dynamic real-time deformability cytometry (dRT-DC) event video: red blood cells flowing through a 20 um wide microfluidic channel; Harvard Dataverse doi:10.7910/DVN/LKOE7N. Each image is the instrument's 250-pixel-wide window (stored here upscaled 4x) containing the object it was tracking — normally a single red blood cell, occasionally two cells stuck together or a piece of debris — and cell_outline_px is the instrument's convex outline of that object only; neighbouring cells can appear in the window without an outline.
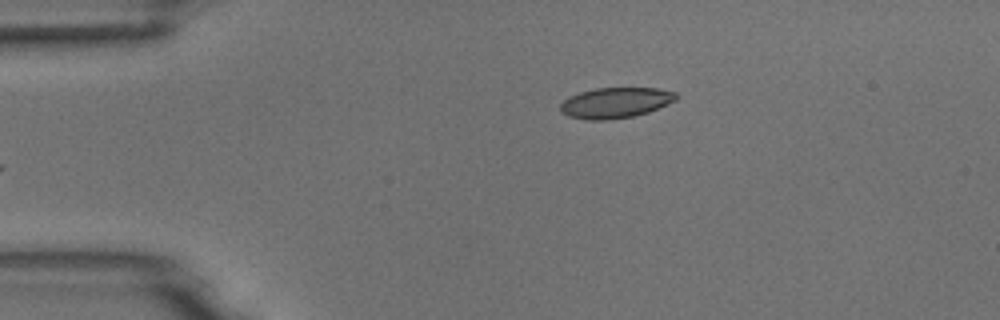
{"species": "common noctule bat (a hibernating species)", "species_latin": "Nyctalus noctula", "temperature_condition": "room temperature", "stored_images_in_passage": 5, "camera_frame_rate_fps": 3000, "um_per_image_px": 0.085, "animal": {"sex": "male", "body_mass_g": 18.8}, "frame": {"image": 1, "passage_image": 5, "time_ms": 1.333, "image_size_px": [1000, 320], "cell_outline_px": [[676, 100], [668, 104], [648, 112], [632, 116], [608, 120], [588, 120], [568, 116], [560, 112], [560, 104], [568, 96], [580, 92], [596, 88], [656, 88], [676, 92]], "centroid_in_image_um": [52.28, 8.73], "position_along_channel_um": 32.7, "area_um2": 20.63}}